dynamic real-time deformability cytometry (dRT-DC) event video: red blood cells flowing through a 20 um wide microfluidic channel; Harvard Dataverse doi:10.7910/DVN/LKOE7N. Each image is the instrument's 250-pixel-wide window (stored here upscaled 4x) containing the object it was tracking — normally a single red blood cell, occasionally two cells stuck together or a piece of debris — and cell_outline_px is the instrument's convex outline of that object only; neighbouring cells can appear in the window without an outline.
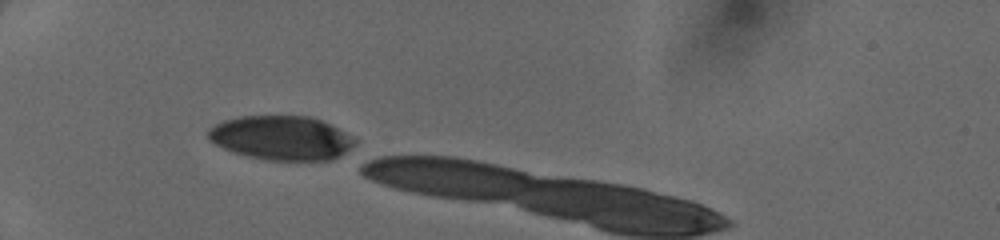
{"species": "human", "species_latin": "Homo sapiens", "temperature_condition": "cold", "stored_images_in_passage": 8, "camera_frame_rate_fps": 3000, "um_per_image_px": 0.085, "donor": {"sex": "female"}, "frame": {"image": 1, "passage_image": 1, "time_ms": 0.0, "image_size_px": [1000, 240], "cell_outline_px": [[356, 144], [352, 148], [340, 156], [332, 160], [268, 160], [248, 156], [224, 148], [216, 144], [208, 136], [208, 128], [224, 120], [240, 116], [308, 116], [320, 120], [344, 132], [356, 140]], "centroid_in_image_um": [23.93, 11.72], "position_along_channel_um": 61.1, "area_um2": 37.4}}
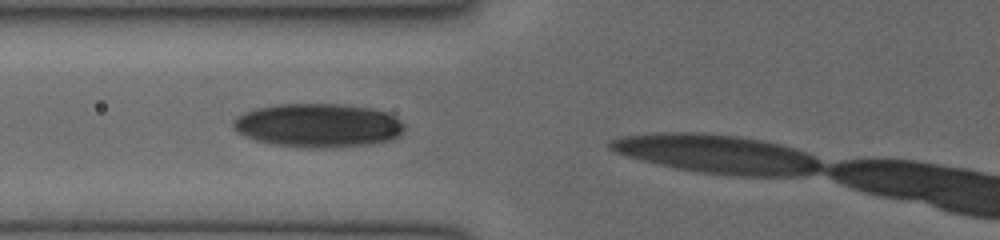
{"frame": {"image": 2, "passage_image": 5, "time_ms": 1.333, "image_size_px": [1000, 240], "cell_outline_px": [[404, 128], [392, 140], [368, 144], [312, 148], [272, 144], [256, 140], [236, 132], [232, 128], [232, 124], [236, 116], [244, 112], [276, 104], [336, 104], [372, 108], [384, 112], [400, 120], [404, 124]], "centroid_in_image_um": [26.99, 10.65], "position_along_channel_um": 98.8, "area_um2": 43.18}}